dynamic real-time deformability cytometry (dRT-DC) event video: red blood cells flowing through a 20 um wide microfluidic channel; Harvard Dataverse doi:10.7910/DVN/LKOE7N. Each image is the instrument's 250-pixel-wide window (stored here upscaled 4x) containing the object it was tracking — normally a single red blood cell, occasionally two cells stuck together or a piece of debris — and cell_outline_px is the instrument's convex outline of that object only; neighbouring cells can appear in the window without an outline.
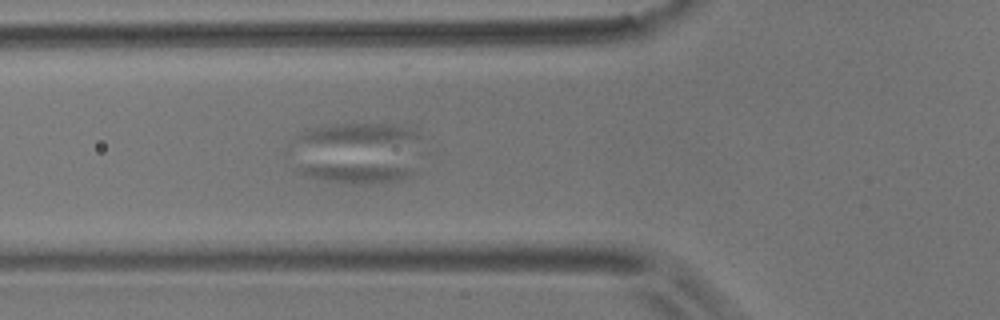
{"species": "common noctule bat (a hibernating species)", "species_latin": "Nyctalus noctula", "temperature_condition": "room temperature", "stored_images_in_passage": 7, "camera_frame_rate_fps": 3000, "um_per_image_px": 0.085, "animal": {"sex": "male", "body_mass_g": 17.9}, "frame": {"image": 1, "passage_image": 7, "time_ms": 2.0, "image_size_px": [1000, 320], "cell_outline_px": [[420, 172], [412, 176], [400, 180], [384, 184], [352, 184], [328, 180], [312, 176], [300, 172], [292, 168], [292, 164], [328, 164], [412, 168]], "centroid_in_image_um": [30.26, 14.72], "position_along_channel_um": 95.5, "area_um2": 12.89}}